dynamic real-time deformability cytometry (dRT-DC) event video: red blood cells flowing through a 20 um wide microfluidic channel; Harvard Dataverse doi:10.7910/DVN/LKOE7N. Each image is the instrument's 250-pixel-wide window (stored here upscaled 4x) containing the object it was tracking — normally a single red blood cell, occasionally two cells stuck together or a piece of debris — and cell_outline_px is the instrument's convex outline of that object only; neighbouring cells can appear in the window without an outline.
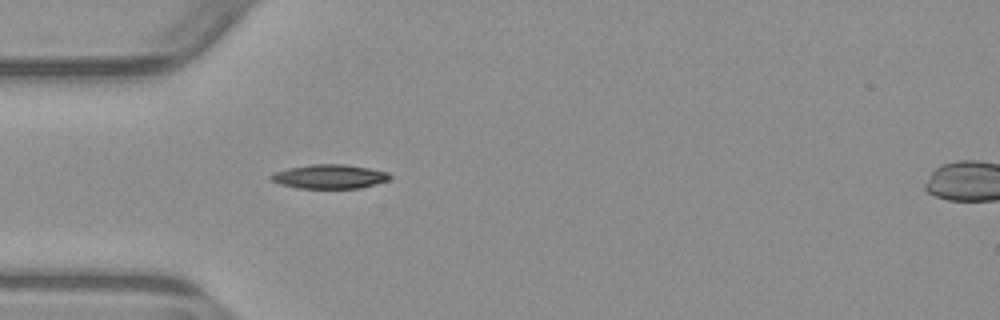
{"species": "common noctule bat (a hibernating species)", "species_latin": "Nyctalus noctula", "temperature_condition": "warm", "stored_images_in_passage": 6, "segment_of_instrument_passage": [1, 2], "camera_frame_rate_fps": 3000, "um_per_image_px": 0.085, "animal": {"sex": "male", "body_mass_g": 23.1, "forearm_length_mm": 52.7}, "frame": {"image": 1, "passage_image": 5, "time_ms": 5.0, "image_size_px": [1000, 320], "cell_outline_px": [[392, 176], [388, 180], [376, 184], [360, 188], [296, 188], [280, 184], [272, 180], [268, 176], [276, 172], [288, 168], [312, 164], [344, 164], [368, 168], [388, 172]], "centroid_in_image_um": [28.01, 15.01], "position_along_channel_um": 57.0, "area_um2": 16.65}}